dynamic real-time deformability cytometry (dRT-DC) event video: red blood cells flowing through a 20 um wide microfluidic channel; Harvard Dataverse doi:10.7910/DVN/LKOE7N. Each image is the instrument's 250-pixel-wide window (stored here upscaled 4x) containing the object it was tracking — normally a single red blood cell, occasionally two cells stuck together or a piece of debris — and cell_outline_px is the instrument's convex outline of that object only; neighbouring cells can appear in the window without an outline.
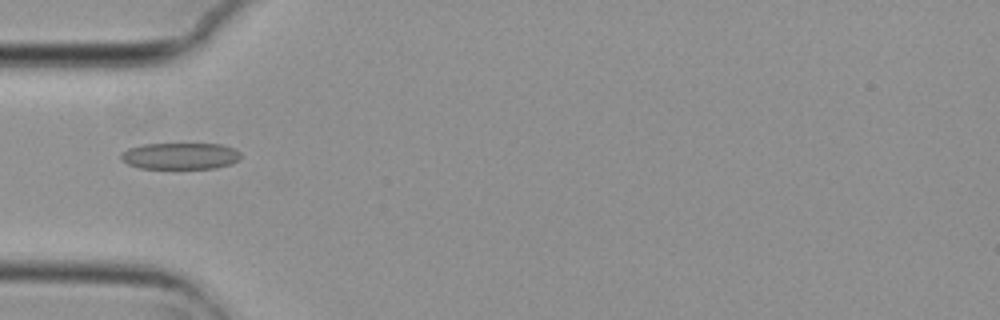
{"species": "common noctule bat (a hibernating species)", "species_latin": "Nyctalus noctula", "temperature_condition": "cold", "stored_images_in_passage": 5, "camera_frame_rate_fps": 3000, "um_per_image_px": 0.085, "animal": {"sex": "female", "body_mass_g": 29.2, "forearm_length_mm": 56.3}, "frame": {"image": 1, "passage_image": 3, "time_ms": 0.667, "image_size_px": [1000, 320], "cell_outline_px": [[240, 156], [232, 164], [216, 168], [140, 168], [128, 164], [120, 156], [120, 152], [128, 148], [144, 144], [220, 144], [232, 148], [240, 152]], "centroid_in_image_um": [15.3, 13.26], "position_along_channel_um": 69.7, "area_um2": 18.38}}
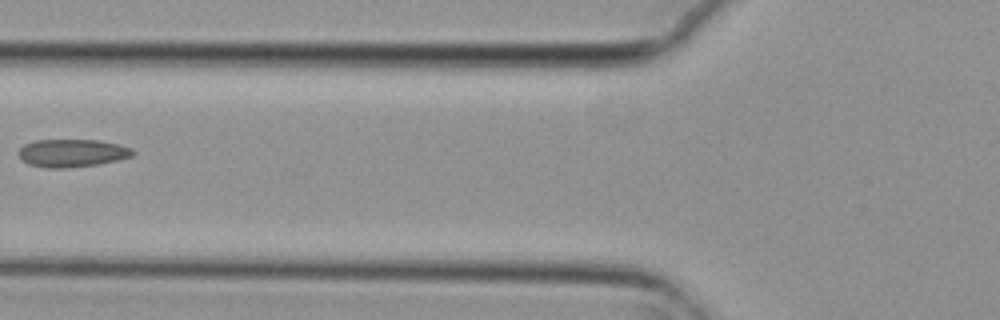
{"frame": {"image": 2, "passage_image": 4, "time_ms": 1.0, "image_size_px": [1000, 320], "cell_outline_px": [[136, 152], [132, 156], [100, 164], [68, 168], [44, 168], [28, 164], [16, 152], [24, 144], [36, 140], [100, 140], [120, 144], [132, 148]], "centroid_in_image_um": [6.14, 13.01], "position_along_channel_um": 119.7, "area_um2": 18.73}}
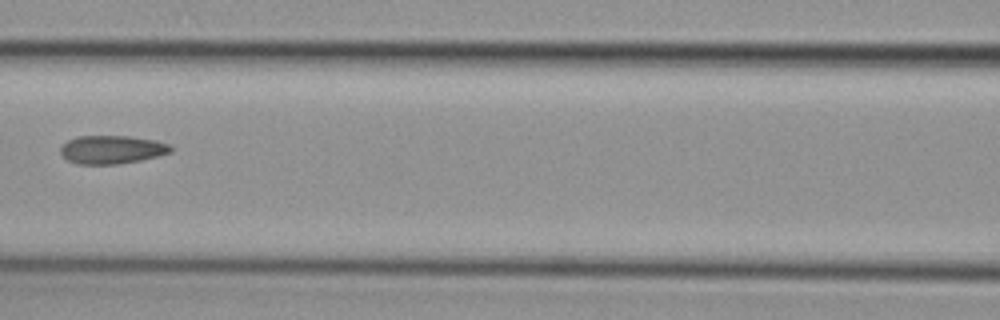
{"frame": {"image": 3, "passage_image": 5, "time_ms": 1.333, "image_size_px": [1000, 320], "cell_outline_px": [[172, 152], [140, 160], [116, 164], [76, 164], [68, 160], [60, 152], [60, 148], [68, 140], [76, 136], [128, 136], [156, 140], [168, 144], [172, 148]], "centroid_in_image_um": [9.5, 12.71], "position_along_channel_um": 157.1, "area_um2": 18.09}}